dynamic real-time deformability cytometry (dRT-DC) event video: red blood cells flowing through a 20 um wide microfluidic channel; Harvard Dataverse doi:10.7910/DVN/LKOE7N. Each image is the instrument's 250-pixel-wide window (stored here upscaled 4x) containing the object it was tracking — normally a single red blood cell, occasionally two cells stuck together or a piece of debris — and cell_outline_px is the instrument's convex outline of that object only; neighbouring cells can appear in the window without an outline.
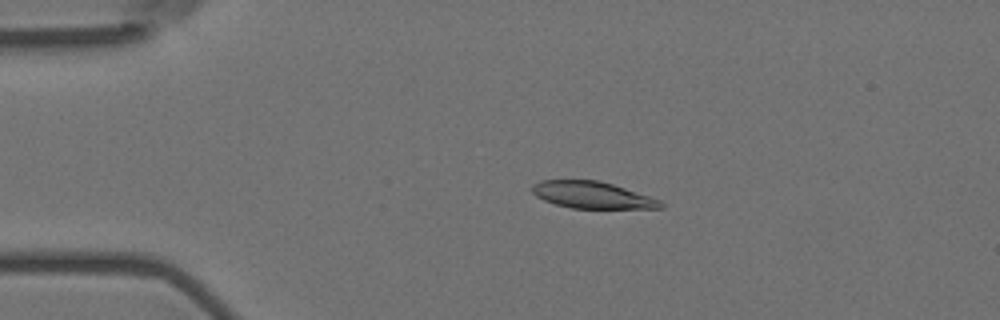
{"species": "Egyptian fruit bat (a non-hibernating species)", "species_latin": "Rousettus aegyptiacus", "temperature_condition": "room temperature", "stored_images_in_passage": 55, "camera_frame_rate_fps": 3000, "um_per_image_px": 0.085, "animal": {"sex": "female"}, "frame": {"image": 1, "passage_image": 12, "time_ms": 3.667, "image_size_px": [1000, 320], "cell_outline_px": [[664, 208], [572, 208], [556, 204], [544, 200], [536, 196], [532, 192], [532, 184], [540, 180], [600, 180], [660, 200], [664, 204]], "centroid_in_image_um": [50.31, 16.57], "position_along_channel_um": 34.7, "area_um2": 19.88}}
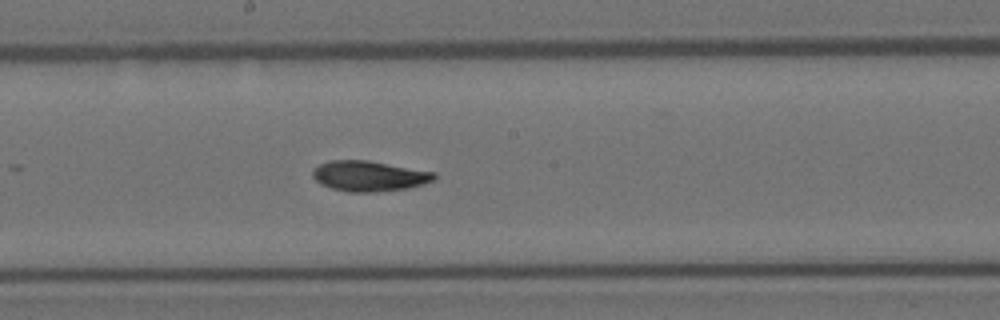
{"frame": {"image": 2, "passage_image": 30, "time_ms": 9.667, "image_size_px": [1000, 320], "cell_outline_px": [[436, 180], [408, 188], [376, 192], [348, 192], [332, 188], [320, 184], [312, 176], [312, 168], [328, 160], [368, 160], [436, 172]], "centroid_in_image_um": [31.37, 14.96], "position_along_channel_um": 216.8, "area_um2": 21.73}}
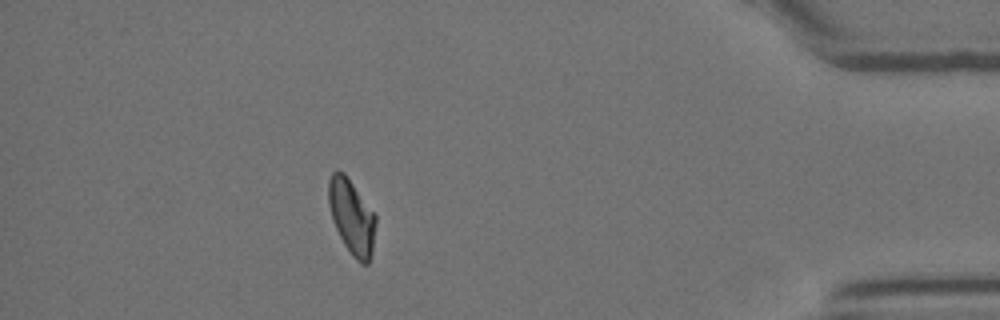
{"frame": {"image": 3, "passage_image": 49, "time_ms": 16.0, "image_size_px": [1000, 320], "cell_outline_px": [[376, 224], [372, 252], [368, 264], [360, 264], [352, 256], [344, 244], [332, 220], [328, 204], [328, 180], [332, 172], [336, 168], [344, 172], [376, 216]], "centroid_in_image_um": [29.88, 18.42], "position_along_channel_um": 405.3, "area_um2": 20.63}, "authors_computed_cell_mechanics": {"area_um2": 20.9814, "velocity_mm_per_s": 3.7248, "shape_relaxation_time_tau1_ms": 10.7708, "shape_relaxation_time_tau2_ms": 6.7031, "deformation_change_tau1": 0.2405, "deformation_change_tau2": 0.1079}}